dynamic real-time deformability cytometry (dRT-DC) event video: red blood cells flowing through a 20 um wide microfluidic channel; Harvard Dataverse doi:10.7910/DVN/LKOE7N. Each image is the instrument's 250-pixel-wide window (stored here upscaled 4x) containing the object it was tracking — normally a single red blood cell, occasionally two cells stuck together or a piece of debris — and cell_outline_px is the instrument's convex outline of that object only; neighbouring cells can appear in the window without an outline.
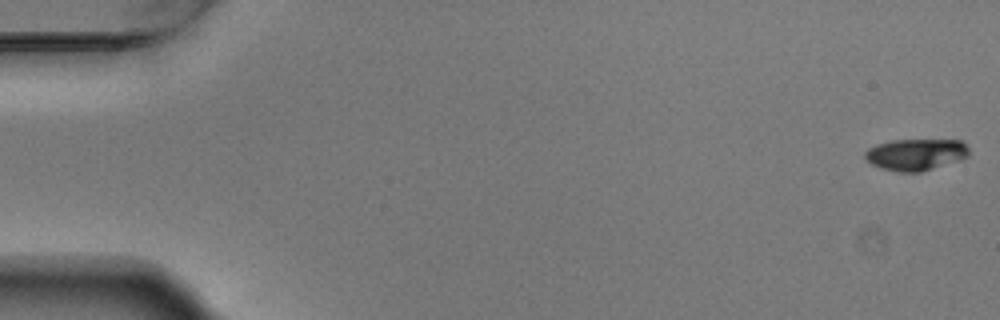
{"species": "Egyptian fruit bat (a non-hibernating species)", "species_latin": "Rousettus aegyptiacus", "temperature_condition": "warm", "stored_images_in_passage": 55, "camera_frame_rate_fps": 3000, "um_per_image_px": 0.085, "animal": {"sex": "male"}, "frame": {"image": 1, "passage_image": 1, "time_ms": 0.0, "image_size_px": [1000, 320], "cell_outline_px": [[968, 156], [960, 160], [920, 172], [896, 172], [880, 168], [872, 164], [864, 156], [864, 152], [868, 148], [876, 144], [892, 140], [960, 140], [968, 148]], "centroid_in_image_um": [77.81, 13.13], "position_along_channel_um": 7.2, "area_um2": 19.13}}
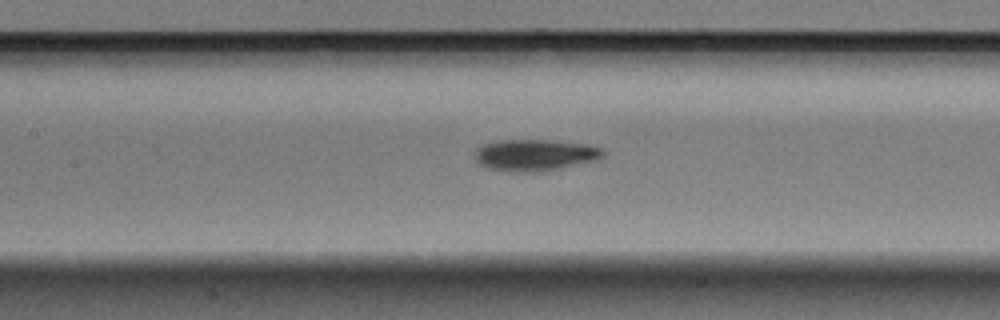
{"frame": {"image": 2, "passage_image": 26, "time_ms": 8.333, "image_size_px": [1000, 320], "cell_outline_px": [[604, 156], [596, 160], [560, 168], [536, 172], [508, 172], [488, 168], [480, 164], [476, 160], [476, 148], [484, 144], [496, 140], [548, 140], [588, 144], [604, 148]], "centroid_in_image_um": [45.48, 13.17], "position_along_channel_um": 161.9, "area_um2": 23.64}}
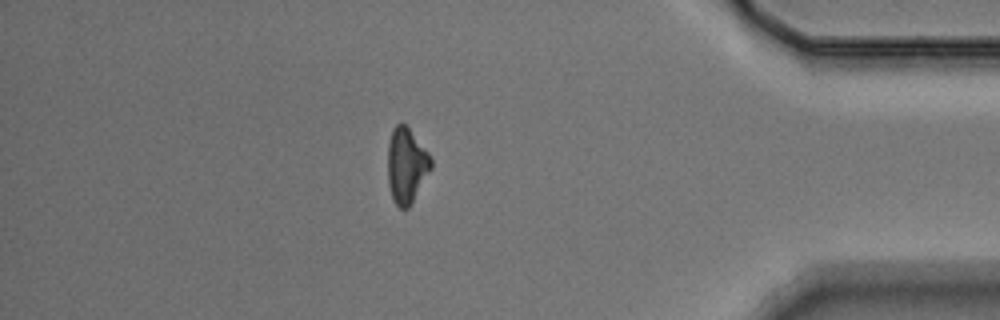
{"frame": {"image": 3, "passage_image": 48, "time_ms": 15.667, "image_size_px": [1000, 320], "cell_outline_px": [[432, 168], [408, 208], [400, 208], [396, 204], [392, 196], [388, 184], [388, 144], [392, 128], [396, 124], [404, 124], [408, 128], [428, 152], [432, 160]], "centroid_in_image_um": [34.54, 14.06], "position_along_channel_um": 400.7, "area_um2": 18.73}, "authors_computed_cell_mechanics": {"area_um2": 20.7502, "velocity_mm_per_s": 3.727, "shape_relaxation_time_tau1_ms": 1.7646, "shape_relaxation_time_tau2_ms": 3.322, "deformation_change_tau1": 0.1326, "deformation_change_tau2": 0.0866}}